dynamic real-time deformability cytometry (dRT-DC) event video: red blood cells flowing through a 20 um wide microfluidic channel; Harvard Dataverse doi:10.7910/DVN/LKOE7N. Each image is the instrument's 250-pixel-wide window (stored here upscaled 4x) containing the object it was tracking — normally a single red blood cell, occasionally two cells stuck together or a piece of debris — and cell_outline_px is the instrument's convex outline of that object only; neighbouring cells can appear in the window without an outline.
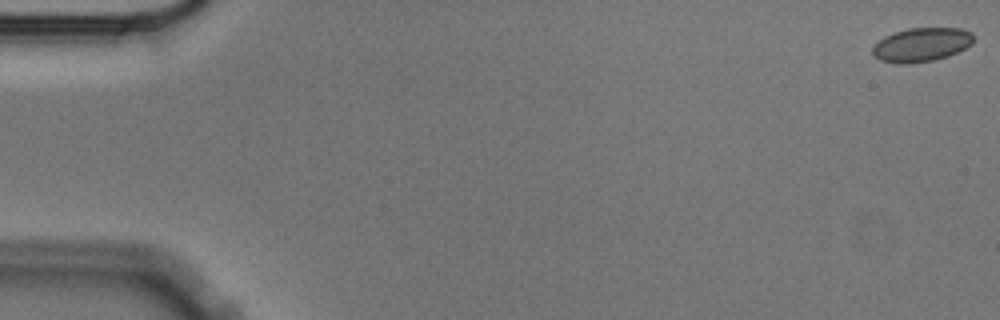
{"species": "Egyptian fruit bat (a non-hibernating species)", "species_latin": "Rousettus aegyptiacus", "temperature_condition": "cold", "stored_images_in_passage": 57, "camera_frame_rate_fps": 3000, "um_per_image_px": 0.085, "animal": {"sex": "male"}, "frame": {"image": 1, "passage_image": 1, "time_ms": 0.0, "image_size_px": [1000, 320], "cell_outline_px": [[972, 44], [948, 56], [932, 60], [908, 64], [896, 64], [880, 60], [872, 52], [872, 48], [884, 36], [908, 28], [960, 28], [972, 32]], "centroid_in_image_um": [78.31, 3.8], "position_along_channel_um": 6.7, "area_um2": 19.77}}
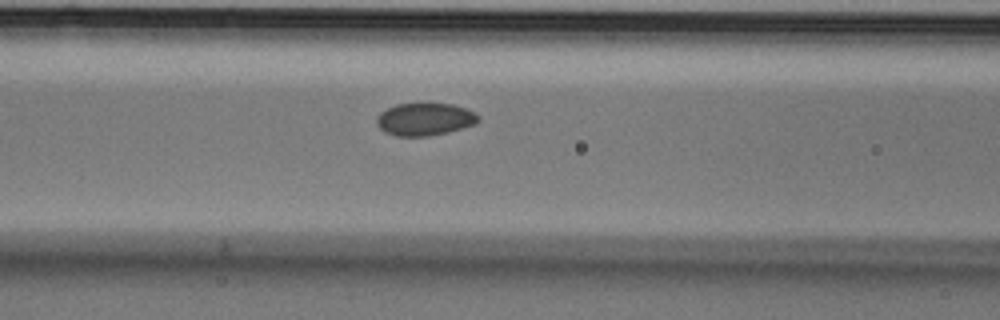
{"frame": {"image": 2, "passage_image": 24, "time_ms": 7.667, "image_size_px": [1000, 320], "cell_outline_px": [[480, 120], [476, 124], [448, 132], [428, 136], [396, 136], [384, 132], [376, 124], [376, 116], [380, 112], [396, 104], [428, 100], [452, 104], [476, 112], [480, 116]], "centroid_in_image_um": [36.11, 10.09], "position_along_channel_um": 130.5, "area_um2": 20.17}}
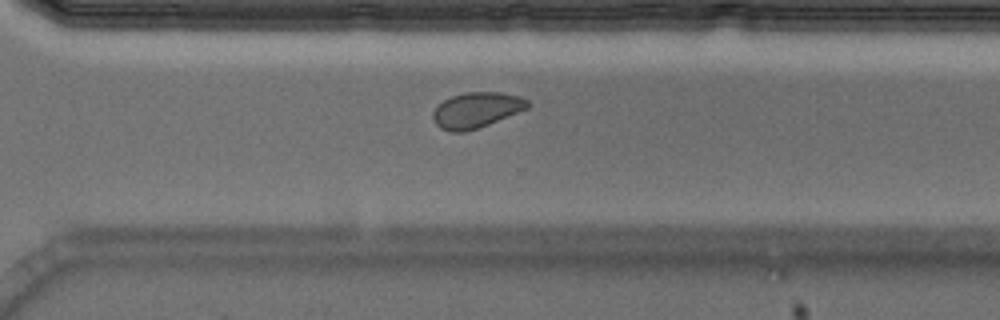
{"frame": {"image": 3, "passage_image": 41, "time_ms": 13.333, "image_size_px": [1000, 320], "cell_outline_px": [[532, 104], [528, 108], [488, 124], [464, 132], [448, 132], [440, 128], [436, 124], [432, 116], [432, 112], [444, 100], [452, 96], [468, 92], [500, 92], [520, 96], [528, 100]], "centroid_in_image_um": [40.5, 9.35], "position_along_channel_um": 330.1, "area_um2": 19.48}, "authors_computed_cell_mechanics": {"area_um2": 19.652, "velocity_mm_per_s": 3.5288, "shape_relaxation_time_tau1_ms": 11.3071, "shape_relaxation_time_tau2_ms": null, "deformation_change_tau1": 0.0755, "deformation_change_tau2": null}}